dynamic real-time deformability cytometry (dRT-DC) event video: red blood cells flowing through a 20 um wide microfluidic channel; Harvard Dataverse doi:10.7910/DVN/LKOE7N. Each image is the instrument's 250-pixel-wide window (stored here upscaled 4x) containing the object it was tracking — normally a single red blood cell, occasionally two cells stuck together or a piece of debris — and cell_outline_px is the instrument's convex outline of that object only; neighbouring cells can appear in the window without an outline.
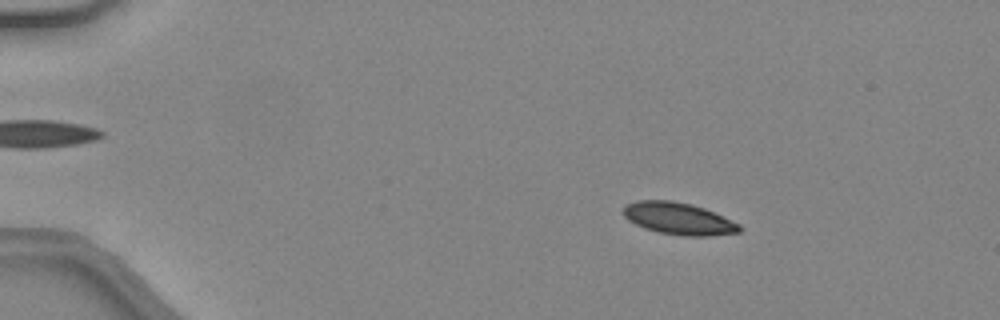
{"species": "common noctule bat (a hibernating species)", "species_latin": "Nyctalus noctula", "temperature_condition": "warm", "stored_images_in_passage": 47, "camera_frame_rate_fps": 3000, "um_per_image_px": 0.085, "animal": {"sex": "female", "body_mass_g": 24.6, "forearm_length_mm": 56.2}, "frame": {"image": 1, "passage_image": 8, "time_ms": 2.333, "image_size_px": [1000, 320], "cell_outline_px": [[740, 232], [708, 236], [684, 236], [660, 232], [644, 228], [628, 220], [624, 216], [624, 208], [628, 204], [636, 200], [672, 200], [692, 204], [704, 208], [740, 224]], "centroid_in_image_um": [57.68, 18.57], "position_along_channel_um": 27.3, "area_um2": 21.5}}
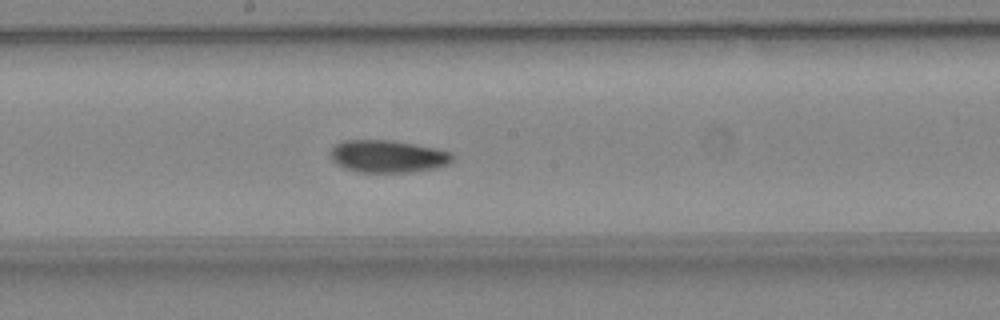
{"frame": {"image": 2, "passage_image": 27, "time_ms": 8.667, "image_size_px": [1000, 320], "cell_outline_px": [[456, 156], [448, 164], [432, 168], [408, 172], [356, 172], [344, 168], [336, 164], [332, 160], [332, 148], [336, 144], [344, 140], [392, 140], [436, 148], [452, 152]], "centroid_in_image_um": [32.97, 13.28], "position_along_channel_um": 215.2, "area_um2": 23.0}}
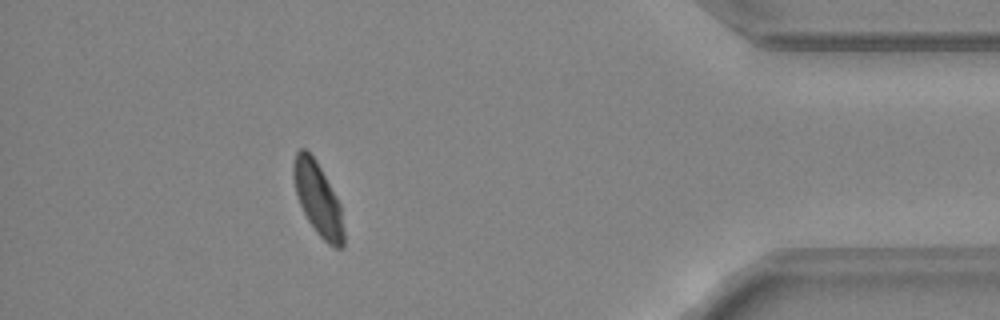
{"frame": {"image": 3, "passage_image": 43, "time_ms": 14.0, "image_size_px": [1000, 320], "cell_outline_px": [[344, 244], [340, 248], [336, 248], [328, 244], [316, 232], [308, 220], [300, 204], [296, 192], [292, 176], [292, 164], [296, 152], [300, 148], [304, 148], [316, 160], [336, 196], [340, 204], [344, 232]], "centroid_in_image_um": [27.01, 16.9], "position_along_channel_um": 408.2, "area_um2": 21.15}, "authors_computed_cell_mechanics": {"area_um2": 22.1374, "velocity_mm_per_s": 4.4165, "shape_relaxation_time_tau1_ms": 9.7943, "shape_relaxation_time_tau2_ms": 3.9197, "deformation_change_tau1": 0.1979, "deformation_change_tau2": 0.0779}}